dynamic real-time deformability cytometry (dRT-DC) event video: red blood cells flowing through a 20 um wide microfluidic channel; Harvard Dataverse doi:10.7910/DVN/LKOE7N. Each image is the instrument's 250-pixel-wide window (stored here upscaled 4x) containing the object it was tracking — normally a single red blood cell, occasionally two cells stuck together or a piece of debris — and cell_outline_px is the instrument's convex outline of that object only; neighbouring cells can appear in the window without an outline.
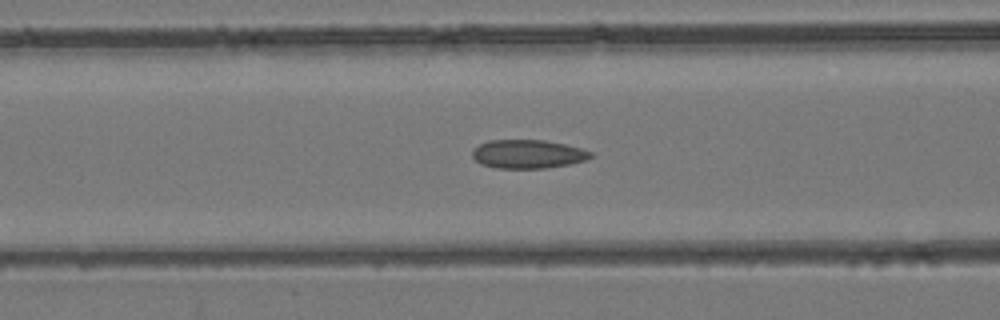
{"species": "common noctule bat (a hibernating species)", "species_latin": "Nyctalus noctula", "temperature_condition": "room temperature", "stored_images_in_passage": 11, "camera_frame_rate_fps": 3000, "um_per_image_px": 0.085, "animal": {"sex": "female", "body_mass_g": 24.6, "forearm_length_mm": 56.2}, "frame": {"image": 1, "passage_image": 6, "time_ms": 1.667, "image_size_px": [1000, 320], "cell_outline_px": [[592, 156], [588, 160], [568, 164], [544, 168], [496, 168], [480, 164], [472, 156], [472, 152], [480, 144], [488, 140], [544, 140], [564, 144], [580, 148], [592, 152]], "centroid_in_image_um": [44.87, 13.09], "position_along_channel_um": 121.7, "area_um2": 19.65}}
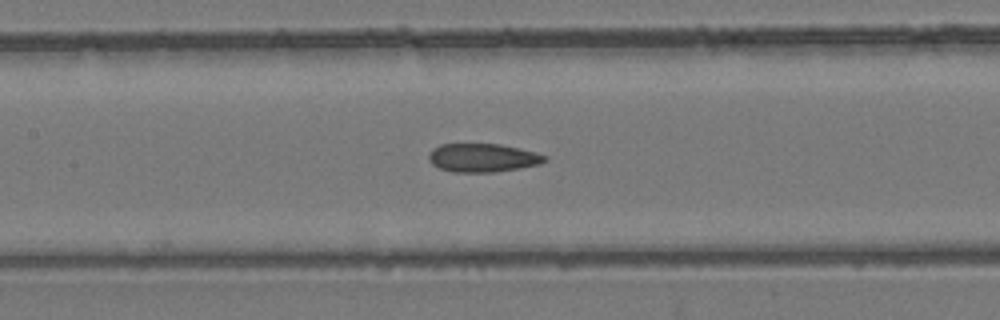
{"frame": {"image": 2, "passage_image": 9, "time_ms": 2.667, "image_size_px": [1000, 320], "cell_outline_px": [[548, 160], [540, 164], [520, 168], [492, 172], [452, 172], [440, 168], [432, 164], [428, 160], [428, 156], [432, 148], [440, 144], [500, 144], [520, 148], [536, 152], [548, 156]], "centroid_in_image_um": [41.04, 13.41], "position_along_channel_um": 166.4, "area_um2": 19.42}}